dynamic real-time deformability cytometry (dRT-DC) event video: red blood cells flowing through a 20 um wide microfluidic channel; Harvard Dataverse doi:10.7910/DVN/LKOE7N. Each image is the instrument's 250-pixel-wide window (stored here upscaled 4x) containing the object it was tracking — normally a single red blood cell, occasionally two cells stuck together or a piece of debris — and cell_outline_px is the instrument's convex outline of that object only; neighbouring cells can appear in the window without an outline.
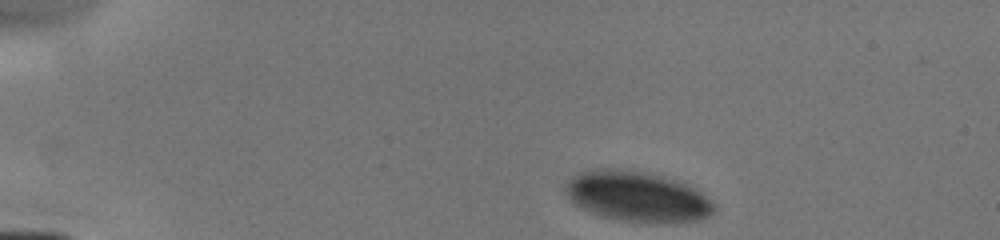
{"species": "human", "species_latin": "Homo sapiens", "temperature_condition": "cold", "stored_images_in_passage": 8, "camera_frame_rate_fps": 3000, "um_per_image_px": 0.085, "donor": {"sex": "male"}, "frame": {"image": 1, "passage_image": 1, "time_ms": 0.0, "image_size_px": [1000, 240], "cell_outline_px": [[716, 208], [708, 216], [700, 220], [620, 220], [600, 216], [576, 204], [568, 196], [564, 188], [568, 180], [572, 176], [580, 172], [600, 168], [632, 168], [664, 176], [692, 184], [712, 200], [716, 204]], "centroid_in_image_um": [54.19, 16.63], "position_along_channel_um": 30.8, "area_um2": 43.35}}
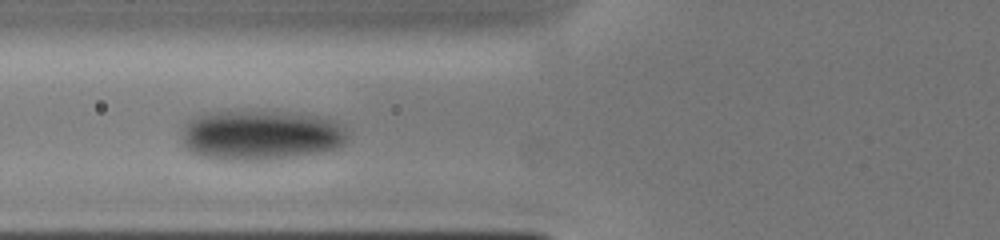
{"frame": {"image": 2, "passage_image": 5, "time_ms": 3.667, "image_size_px": [1000, 240], "cell_outline_px": [[348, 140], [340, 148], [324, 152], [296, 156], [264, 160], [224, 160], [196, 156], [184, 144], [184, 124], [188, 120], [204, 112], [224, 108], [228, 108], [288, 112], [316, 116], [332, 120], [348, 132]], "centroid_in_image_um": [22.13, 11.45], "position_along_channel_um": 103.7, "area_um2": 49.65}}
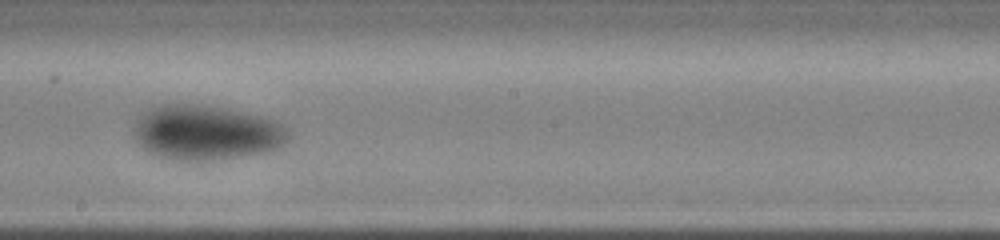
{"frame": {"image": 3, "passage_image": 8, "time_ms": 6.667, "image_size_px": [1000, 240], "cell_outline_px": [[292, 136], [288, 140], [276, 148], [268, 152], [248, 156], [220, 160], [176, 160], [152, 156], [132, 136], [132, 128], [136, 120], [144, 112], [160, 104], [200, 104], [260, 116], [272, 120], [288, 128]], "centroid_in_image_um": [17.5, 11.3], "position_along_channel_um": 230.7, "area_um2": 49.82}}